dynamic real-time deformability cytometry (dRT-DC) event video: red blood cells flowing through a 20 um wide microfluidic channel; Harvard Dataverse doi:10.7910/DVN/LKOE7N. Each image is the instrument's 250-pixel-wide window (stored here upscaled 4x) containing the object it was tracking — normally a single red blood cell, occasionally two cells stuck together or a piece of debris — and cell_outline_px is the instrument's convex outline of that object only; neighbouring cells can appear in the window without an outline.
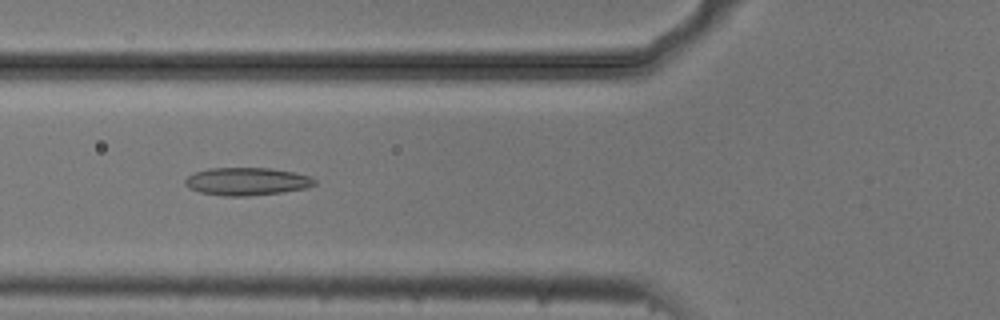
{"species": "common noctule bat (a hibernating species)", "species_latin": "Nyctalus noctula", "temperature_condition": "cold", "stored_images_in_passage": 50, "camera_frame_rate_fps": 3000, "um_per_image_px": 0.085, "animal": {"sex": "male", "body_mass_g": 20.5, "forearm_length_mm": 52.5}, "frame": {"image": 1, "passage_image": 17, "time_ms": 5.333, "image_size_px": [1000, 320], "cell_outline_px": [[316, 184], [304, 188], [280, 192], [248, 196], [224, 196], [200, 192], [188, 188], [184, 184], [184, 180], [188, 176], [196, 172], [208, 168], [272, 168], [312, 176], [316, 180]], "centroid_in_image_um": [20.96, 15.42], "position_along_channel_um": 104.8, "area_um2": 20.92}}
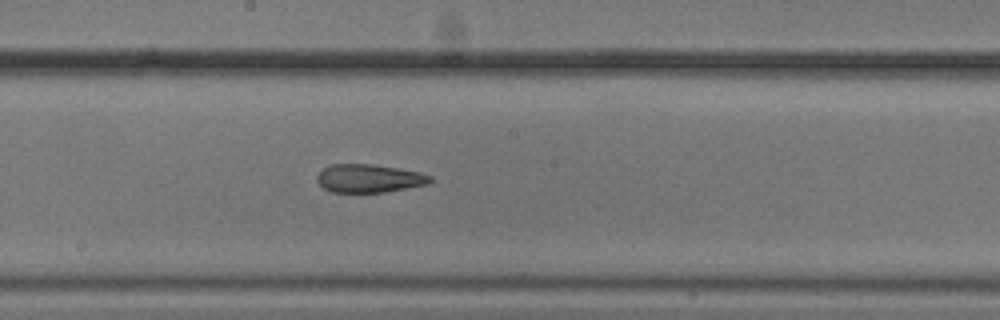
{"frame": {"image": 2, "passage_image": 26, "time_ms": 8.333, "image_size_px": [1000, 320], "cell_outline_px": [[432, 180], [428, 184], [384, 192], [332, 192], [324, 188], [316, 180], [316, 176], [324, 168], [332, 164], [372, 164], [420, 172], [432, 176]], "centroid_in_image_um": [31.37, 15.16], "position_along_channel_um": 216.8, "area_um2": 18.5}}
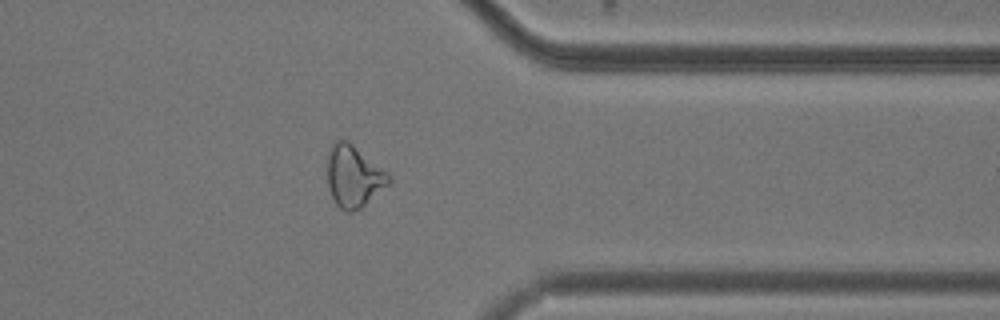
{"frame": {"image": 3, "passage_image": 40, "time_ms": 13.0, "image_size_px": [1000, 320], "cell_outline_px": [[392, 180], [388, 184], [360, 208], [352, 212], [344, 212], [336, 204], [332, 196], [328, 184], [328, 152], [332, 144], [336, 140], [348, 140], [392, 176]], "centroid_in_image_um": [30.06, 14.98], "position_along_channel_um": 381.3, "area_um2": 21.85}, "authors_computed_cell_mechanics": {"area_um2": 21.1837, "velocity_mm_per_s": 3.7081, "shape_relaxation_time_tau1_ms": null, "shape_relaxation_time_tau2_ms": 4.3893, "deformation_change_tau1": null, "deformation_change_tau2": 0.137}}